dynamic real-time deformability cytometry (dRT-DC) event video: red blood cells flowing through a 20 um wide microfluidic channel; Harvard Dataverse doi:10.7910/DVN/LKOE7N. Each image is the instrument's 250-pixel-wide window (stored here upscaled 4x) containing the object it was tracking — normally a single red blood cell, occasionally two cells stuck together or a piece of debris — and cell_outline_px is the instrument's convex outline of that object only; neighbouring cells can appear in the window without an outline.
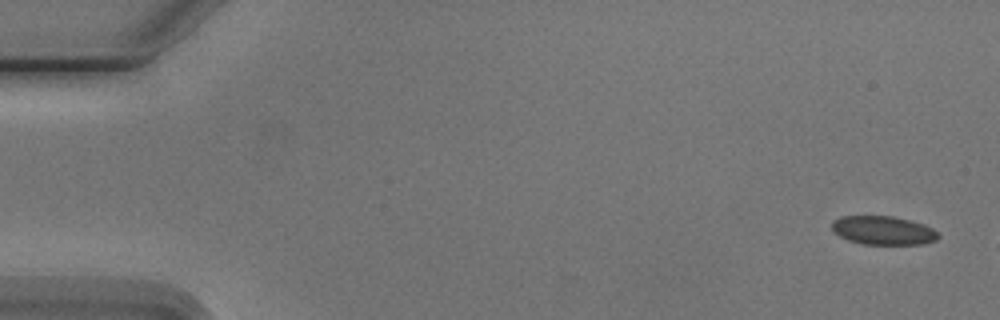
{"species": "Egyptian fruit bat (a non-hibernating species)", "species_latin": "Rousettus aegyptiacus", "temperature_condition": "cold", "stored_images_in_passage": 3, "camera_frame_rate_fps": 3000, "um_per_image_px": 0.085, "animal": {"sex": "male"}, "frame": {"image": 1, "passage_image": 1, "time_ms": 0.0, "image_size_px": [1000, 320], "cell_outline_px": [[940, 236], [936, 240], [924, 244], [860, 244], [848, 240], [840, 236], [832, 228], [832, 220], [840, 216], [892, 216], [924, 224], [932, 228]], "centroid_in_image_um": [75.06, 19.58], "position_along_channel_um": 9.9, "area_um2": 17.74}}